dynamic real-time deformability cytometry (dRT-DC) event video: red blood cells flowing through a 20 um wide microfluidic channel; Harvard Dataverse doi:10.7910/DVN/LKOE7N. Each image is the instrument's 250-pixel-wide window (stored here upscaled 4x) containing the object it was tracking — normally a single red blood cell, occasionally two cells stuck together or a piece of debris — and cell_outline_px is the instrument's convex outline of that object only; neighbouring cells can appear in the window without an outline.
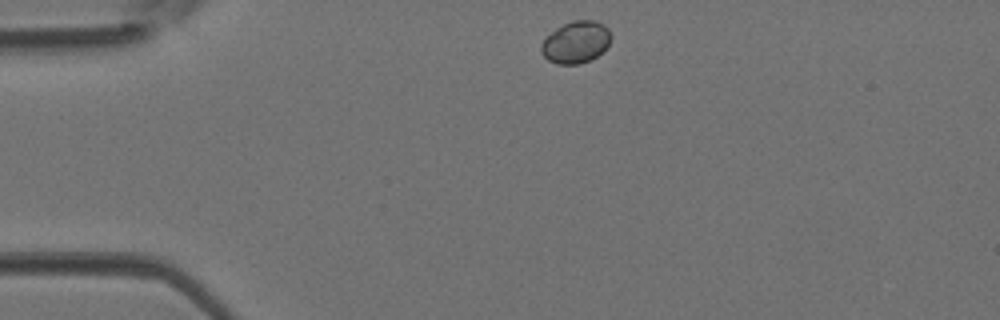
{"species": "Egyptian fruit bat (a non-hibernating species)", "species_latin": "Rousettus aegyptiacus", "temperature_condition": "room temperature", "stored_images_in_passage": 36, "camera_frame_rate_fps": 3000, "um_per_image_px": 0.085, "animal": {"sex": "female"}, "frame": {"image": 1, "passage_image": 1, "time_ms": 0.0, "image_size_px": [1000, 320], "cell_outline_px": [[612, 36], [608, 44], [596, 56], [580, 64], [556, 64], [548, 60], [540, 52], [540, 44], [556, 28], [572, 20], [592, 20], [604, 24], [608, 28]], "centroid_in_image_um": [48.93, 3.58], "position_along_channel_um": 36.1, "area_um2": 16.94}}
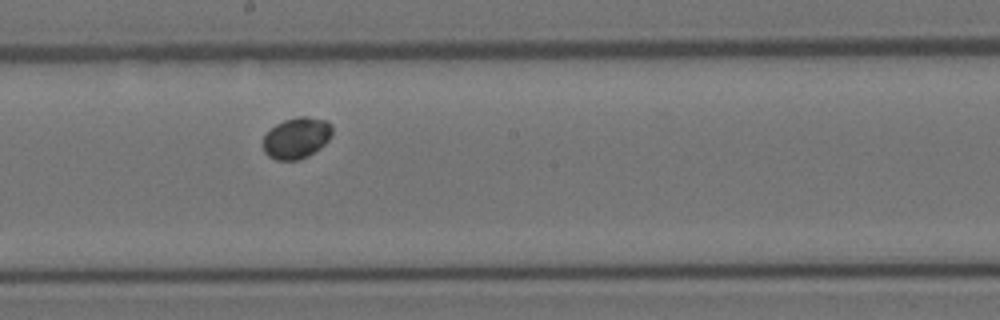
{"frame": {"image": 2, "passage_image": 16, "time_ms": 5.0, "image_size_px": [1000, 320], "cell_outline_px": [[332, 136], [320, 148], [308, 156], [296, 160], [276, 160], [268, 156], [264, 152], [264, 136], [276, 124], [284, 120], [296, 116], [304, 116], [328, 120], [332, 124]], "centroid_in_image_um": [25.23, 11.71], "position_along_channel_um": 223.0, "area_um2": 16.65}}
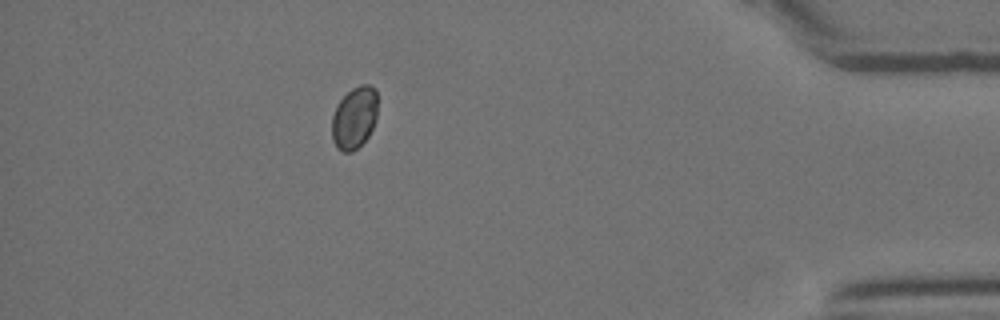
{"frame": {"image": 3, "passage_image": 31, "time_ms": 10.0, "image_size_px": [1000, 320], "cell_outline_px": [[376, 120], [368, 136], [352, 152], [344, 152], [336, 148], [332, 140], [332, 116], [336, 104], [352, 88], [360, 84], [368, 84], [376, 88]], "centroid_in_image_um": [30.1, 10.0], "position_along_channel_um": 405.1, "area_um2": 16.59}}